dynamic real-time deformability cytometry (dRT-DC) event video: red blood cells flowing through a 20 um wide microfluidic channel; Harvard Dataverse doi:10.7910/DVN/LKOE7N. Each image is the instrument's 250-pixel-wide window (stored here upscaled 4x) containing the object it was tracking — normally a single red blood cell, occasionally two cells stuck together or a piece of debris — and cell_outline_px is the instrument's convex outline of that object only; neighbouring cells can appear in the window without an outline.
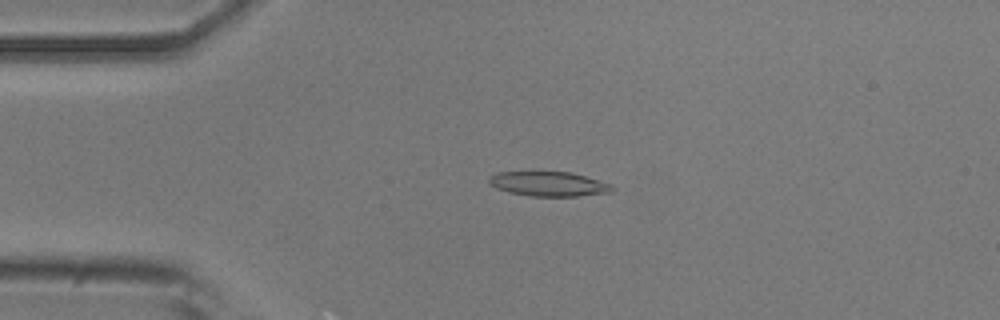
{"species": "common noctule bat (a hibernating species)", "species_latin": "Nyctalus noctula", "temperature_condition": "room temperature", "stored_images_in_passage": 45, "camera_frame_rate_fps": 3000, "um_per_image_px": 0.085, "animal": {"sex": "male", "body_mass_g": 20.5, "forearm_length_mm": 52.5}, "frame": {"image": 1, "passage_image": 4, "time_ms": 1.0, "image_size_px": [1000, 320], "cell_outline_px": [[616, 188], [612, 192], [576, 196], [528, 196], [508, 192], [496, 188], [488, 184], [488, 176], [496, 172], [568, 172], [584, 176], [612, 184]], "centroid_in_image_um": [46.6, 15.64], "position_along_channel_um": 38.4, "area_um2": 17.74}}
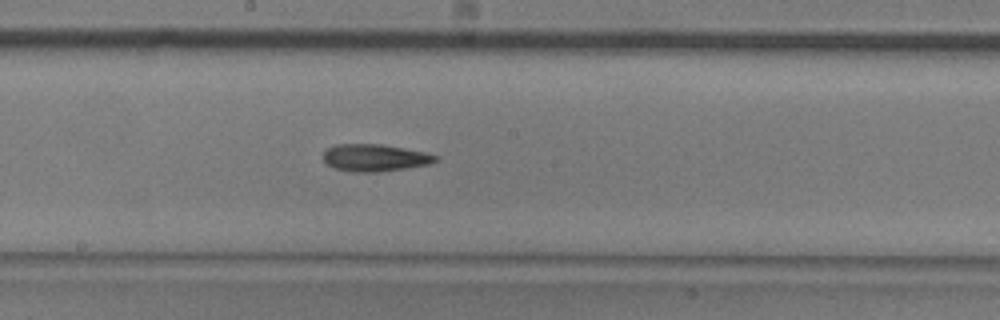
{"frame": {"image": 2, "passage_image": 20, "time_ms": 6.333, "image_size_px": [1000, 320], "cell_outline_px": [[436, 160], [428, 164], [408, 168], [376, 172], [352, 172], [336, 168], [328, 164], [324, 160], [324, 152], [328, 148], [336, 144], [380, 144], [404, 148], [424, 152], [436, 156]], "centroid_in_image_um": [31.84, 13.41], "position_along_channel_um": 216.4, "area_um2": 17.51}}
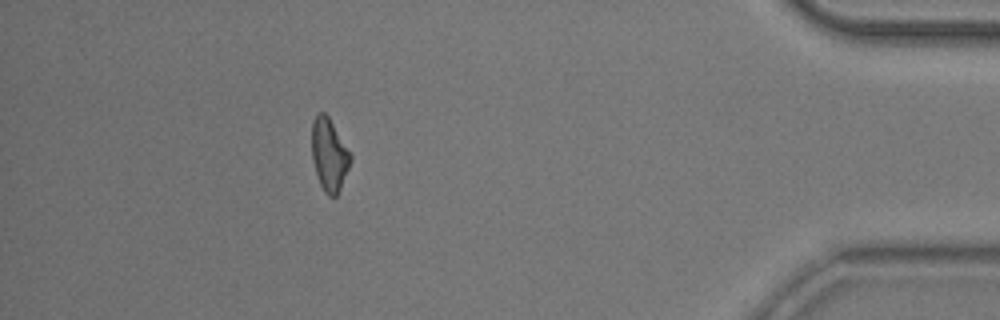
{"frame": {"image": 3, "passage_image": 39, "time_ms": 12.667, "image_size_px": [1000, 320], "cell_outline_px": [[352, 160], [340, 188], [336, 196], [328, 196], [324, 192], [320, 184], [312, 160], [312, 124], [316, 116], [320, 112], [324, 112], [328, 116], [352, 156]], "centroid_in_image_um": [27.98, 13.17], "position_along_channel_um": 407.2, "area_um2": 16.07}, "authors_computed_cell_mechanics": {"area_um2": 17.1666, "velocity_mm_per_s": 3.8409, "shape_relaxation_time_tau1_ms": 9.3875, "shape_relaxation_time_tau2_ms": null, "deformation_change_tau1": 0.2105, "deformation_change_tau2": null}}